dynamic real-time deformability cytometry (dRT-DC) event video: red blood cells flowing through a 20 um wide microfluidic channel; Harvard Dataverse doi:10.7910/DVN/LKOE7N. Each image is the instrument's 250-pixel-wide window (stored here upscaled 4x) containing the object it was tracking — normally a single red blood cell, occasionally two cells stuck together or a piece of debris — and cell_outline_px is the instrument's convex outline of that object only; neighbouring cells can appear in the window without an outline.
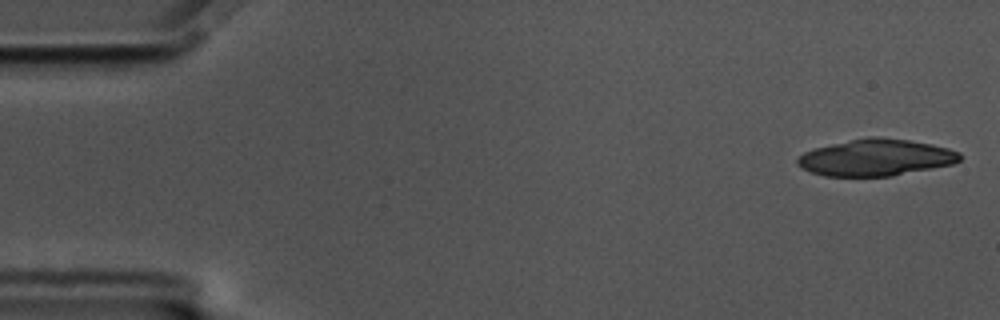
{"species": "common noctule bat (a hibernating species)", "species_latin": "Nyctalus noctula", "temperature_condition": "cold", "stored_images_in_passage": 17, "camera_frame_rate_fps": 3000, "um_per_image_px": 0.085, "animal": {"sex": "male", "body_mass_g": 17.5, "forearm_length_mm": 52.3}, "frame": {"image": 1, "passage_image": 1, "time_ms": 0.0, "image_size_px": [1000, 320], "cell_outline_px": [[960, 160], [952, 164], [892, 176], [824, 176], [800, 168], [796, 164], [796, 160], [804, 152], [816, 148], [832, 144], [868, 136], [876, 136], [908, 140], [932, 144], [948, 148], [960, 152]], "centroid_in_image_um": [74.44, 13.39], "position_along_channel_um": 10.6, "area_um2": 34.56}}